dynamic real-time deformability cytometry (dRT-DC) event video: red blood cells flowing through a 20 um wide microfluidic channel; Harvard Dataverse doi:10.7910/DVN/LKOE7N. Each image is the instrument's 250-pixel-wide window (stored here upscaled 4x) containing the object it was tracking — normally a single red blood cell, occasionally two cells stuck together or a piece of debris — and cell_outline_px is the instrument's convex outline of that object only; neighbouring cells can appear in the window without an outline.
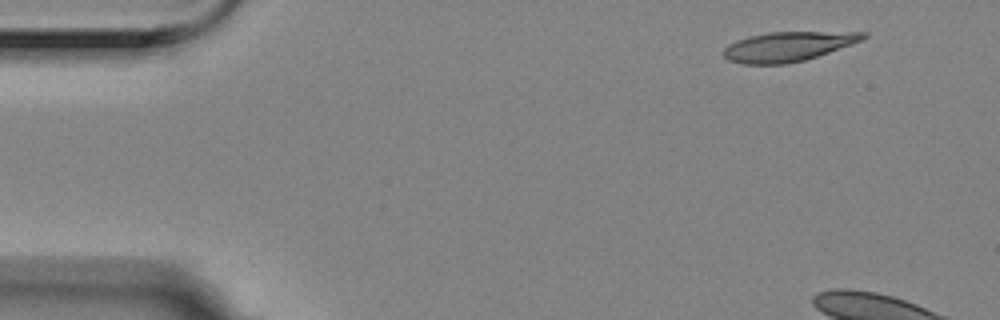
{"species": "Egyptian fruit bat (a non-hibernating species)", "species_latin": "Rousettus aegyptiacus", "temperature_condition": "room temperature", "stored_images_in_passage": 6, "segment_of_instrument_passage": [1, 2], "camera_frame_rate_fps": 3000, "um_per_image_px": 0.085, "animal": {"sex": "female"}, "frame": {"image": 1, "passage_image": 1, "time_ms": 0.0, "image_size_px": [1000, 320], "cell_outline_px": [[868, 36], [852, 44], [804, 60], [788, 64], [744, 64], [728, 60], [720, 52], [728, 44], [736, 40], [748, 36], [768, 32], [868, 32]], "centroid_in_image_um": [66.92, 3.95], "position_along_channel_um": 18.1, "area_um2": 24.04}}
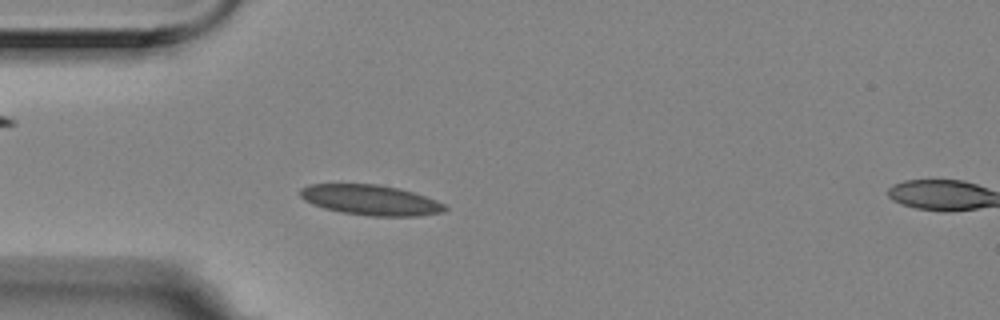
{"frame": {"image": 2, "passage_image": 5, "time_ms": 1.333, "image_size_px": [1000, 320], "cell_outline_px": [[448, 208], [444, 212], [420, 216], [372, 216], [340, 212], [324, 208], [312, 204], [304, 200], [300, 196], [300, 188], [308, 184], [376, 184], [400, 188], [436, 200], [444, 204]], "centroid_in_image_um": [31.49, 17.0], "position_along_channel_um": 53.5, "area_um2": 25.61}}